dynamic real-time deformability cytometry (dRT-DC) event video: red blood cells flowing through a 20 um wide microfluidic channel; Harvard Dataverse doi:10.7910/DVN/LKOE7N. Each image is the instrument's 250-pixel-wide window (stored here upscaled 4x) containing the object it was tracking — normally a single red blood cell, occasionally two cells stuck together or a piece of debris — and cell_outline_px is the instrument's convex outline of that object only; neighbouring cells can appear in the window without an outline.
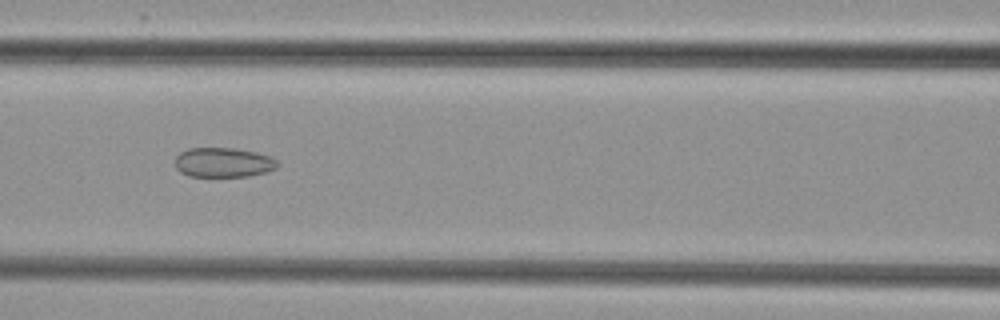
{"species": "common noctule bat (a hibernating species)", "species_latin": "Nyctalus noctula", "temperature_condition": "cold", "stored_images_in_passage": 8, "camera_frame_rate_fps": 3000, "um_per_image_px": 0.085, "animal": {"sex": "female", "body_mass_g": 29.2, "forearm_length_mm": 56.3}, "frame": {"image": 1, "passage_image": 8, "time_ms": 8.0, "image_size_px": [1000, 320], "cell_outline_px": [[276, 168], [268, 172], [248, 176], [188, 176], [180, 172], [176, 168], [176, 156], [180, 152], [188, 148], [236, 148], [256, 152], [268, 156], [276, 160]], "centroid_in_image_um": [18.96, 13.8], "position_along_channel_um": 147.6, "area_um2": 17.63}}